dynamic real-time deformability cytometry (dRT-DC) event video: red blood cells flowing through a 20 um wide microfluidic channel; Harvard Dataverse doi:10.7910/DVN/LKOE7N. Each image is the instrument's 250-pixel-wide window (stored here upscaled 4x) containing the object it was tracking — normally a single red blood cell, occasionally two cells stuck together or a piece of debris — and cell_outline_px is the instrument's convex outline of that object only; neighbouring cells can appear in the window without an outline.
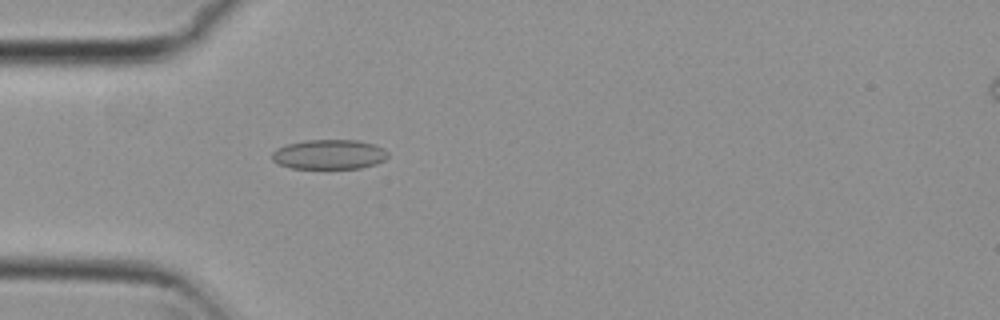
{"species": "common noctule bat (a hibernating species)", "species_latin": "Nyctalus noctula", "temperature_condition": "cold", "stored_images_in_passage": 54, "camera_frame_rate_fps": 3000, "um_per_image_px": 0.085, "animal": {"sex": "female", "body_mass_g": 29.2, "forearm_length_mm": 56.3}, "frame": {"image": 1, "passage_image": 16, "time_ms": 5.0, "image_size_px": [1000, 320], "cell_outline_px": [[388, 156], [384, 160], [376, 164], [360, 168], [292, 168], [280, 164], [272, 160], [272, 152], [276, 148], [288, 144], [304, 140], [356, 140], [372, 144], [384, 148], [388, 152]], "centroid_in_image_um": [27.98, 13.12], "position_along_channel_um": 57.0, "area_um2": 20.0}}
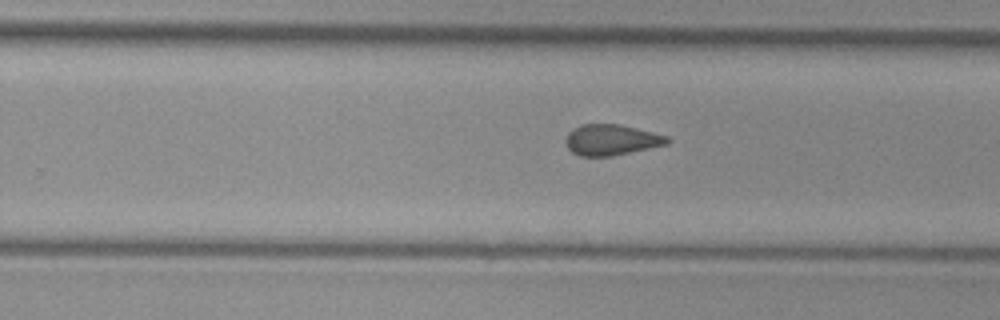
{"frame": {"image": 2, "passage_image": 34, "time_ms": 11.0, "image_size_px": [1000, 320], "cell_outline_px": [[672, 140], [668, 144], [612, 156], [580, 156], [572, 152], [568, 148], [564, 140], [568, 132], [572, 128], [580, 124], [620, 124], [668, 136]], "centroid_in_image_um": [51.95, 11.88], "position_along_channel_um": 277.9, "area_um2": 18.38}}
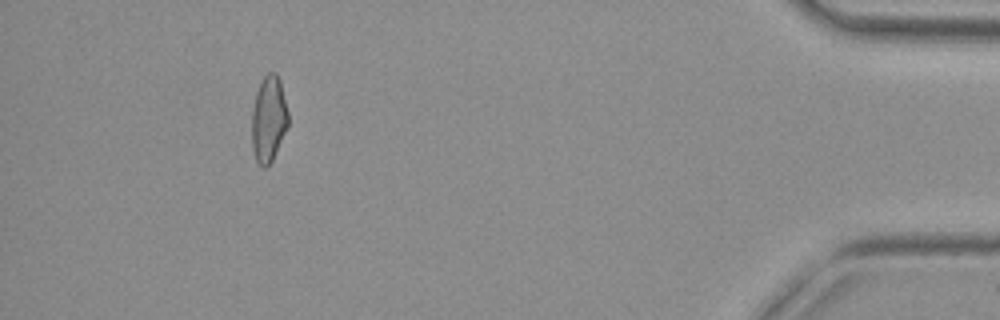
{"frame": {"image": 3, "passage_image": 50, "time_ms": 16.333, "image_size_px": [1000, 320], "cell_outline_px": [[288, 124], [272, 160], [264, 168], [256, 160], [252, 148], [252, 108], [256, 92], [264, 76], [268, 72], [276, 72], [280, 80], [288, 112]], "centroid_in_image_um": [22.82, 10.08], "position_along_channel_um": 412.4, "area_um2": 18.03}, "authors_computed_cell_mechanics": {"area_um2": 18.9584, "velocity_mm_per_s": 3.7526, "shape_relaxation_time_tau1_ms": null, "shape_relaxation_time_tau2_ms": 1.8403, "deformation_change_tau1": null, "deformation_change_tau2": 0.0833}}